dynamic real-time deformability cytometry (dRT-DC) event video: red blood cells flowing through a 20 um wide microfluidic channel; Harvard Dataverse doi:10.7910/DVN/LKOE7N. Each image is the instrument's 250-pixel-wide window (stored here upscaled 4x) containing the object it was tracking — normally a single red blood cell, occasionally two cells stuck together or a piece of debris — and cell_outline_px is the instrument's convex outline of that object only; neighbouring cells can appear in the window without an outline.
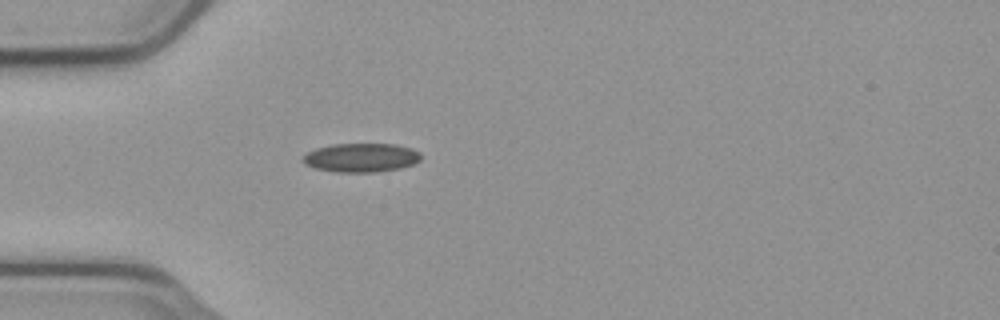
{"species": "common noctule bat (a hibernating species)", "species_latin": "Nyctalus noctula", "temperature_condition": "cold", "stored_images_in_passage": 40, "camera_frame_rate_fps": 3000, "um_per_image_px": 0.085, "animal": {"sex": "male", "body_mass_g": 23.1, "forearm_length_mm": 52.7}, "frame": {"image": 1, "passage_image": 1, "time_ms": 0.0, "image_size_px": [1000, 320], "cell_outline_px": [[420, 156], [416, 160], [408, 164], [392, 168], [320, 168], [308, 164], [304, 160], [304, 156], [320, 148], [340, 144], [388, 144], [408, 148], [416, 152]], "centroid_in_image_um": [30.71, 13.3], "position_along_channel_um": 54.3, "area_um2": 16.76}}
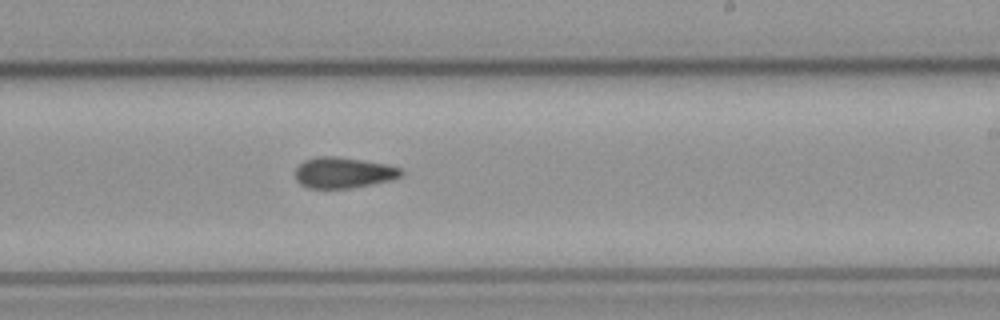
{"frame": {"image": 2, "passage_image": 18, "time_ms": 5.667, "image_size_px": [1000, 320], "cell_outline_px": [[400, 172], [396, 176], [364, 184], [340, 188], [316, 188], [304, 184], [296, 176], [296, 172], [308, 160], [352, 160], [380, 164], [396, 168]], "centroid_in_image_um": [29.13, 14.73], "position_along_channel_um": 259.9, "area_um2": 15.9}}
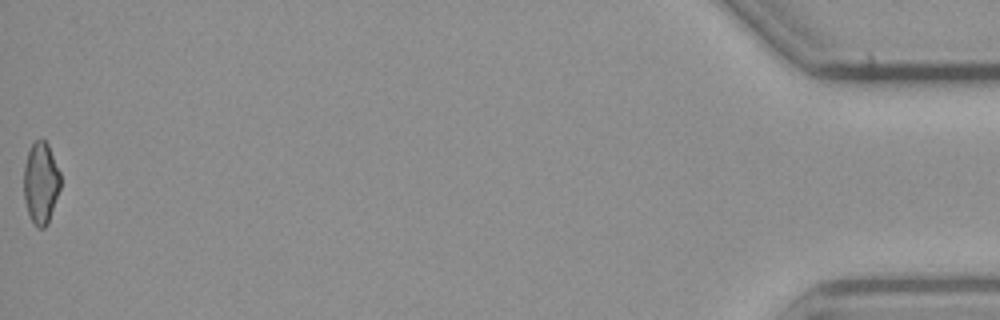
{"frame": {"image": 3, "passage_image": 40, "time_ms": 13.0, "image_size_px": [1000, 320], "cell_outline_px": [[60, 188], [48, 220], [40, 228], [32, 220], [28, 212], [24, 196], [24, 168], [28, 152], [32, 144], [36, 140], [44, 140], [60, 172]], "centroid_in_image_um": [3.46, 15.52], "position_along_channel_um": 431.7, "area_um2": 16.59}, "authors_computed_cell_mechanics": {"area_um2": 16.4152, "velocity_mm_per_s": 3.7473, "shape_relaxation_time_tau1_ms": null, "shape_relaxation_time_tau2_ms": 2.7831, "deformation_change_tau1": null, "deformation_change_tau2": 0.0809}}